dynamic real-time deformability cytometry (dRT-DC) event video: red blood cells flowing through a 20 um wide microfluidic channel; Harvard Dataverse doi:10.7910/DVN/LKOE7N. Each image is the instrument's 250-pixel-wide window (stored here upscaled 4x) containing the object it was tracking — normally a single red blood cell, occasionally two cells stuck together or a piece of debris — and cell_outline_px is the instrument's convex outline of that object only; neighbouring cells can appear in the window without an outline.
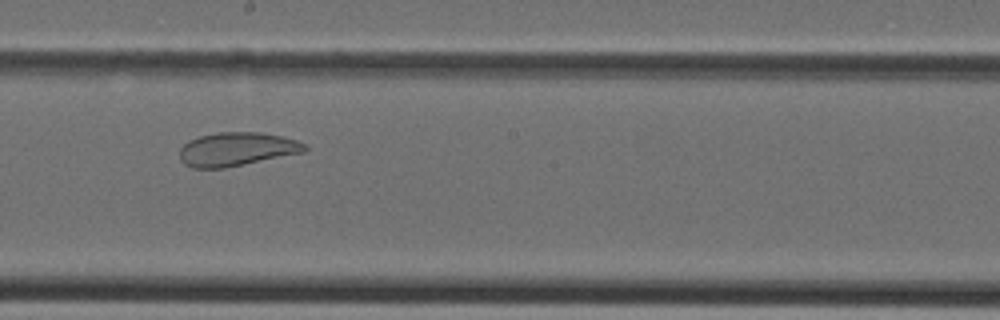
{"species": "Egyptian fruit bat (a non-hibernating species)", "species_latin": "Rousettus aegyptiacus", "temperature_condition": "cold", "stored_images_in_passage": 39, "camera_frame_rate_fps": 3000, "um_per_image_px": 0.085, "animal": {"sex": "female"}, "frame": {"image": 1, "passage_image": 21, "time_ms": 6.667, "image_size_px": [1000, 320], "cell_outline_px": [[308, 148], [304, 152], [224, 168], [192, 168], [184, 164], [180, 160], [180, 148], [188, 140], [200, 136], [216, 132], [260, 132], [280, 136], [296, 140], [308, 144]], "centroid_in_image_um": [20.11, 12.68], "position_along_channel_um": 228.1, "area_um2": 24.57}}
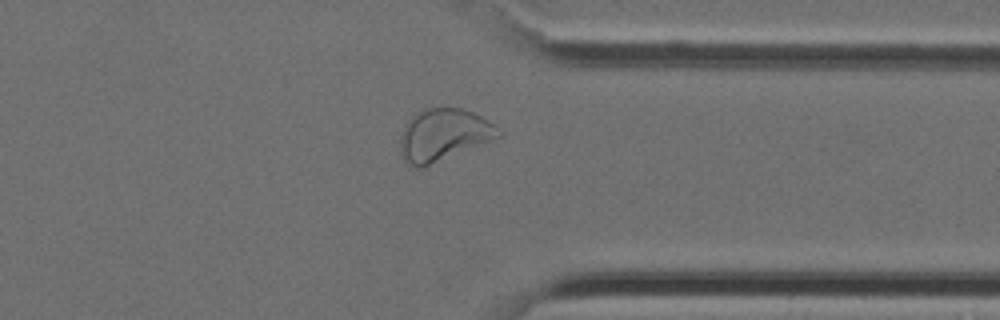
{"frame": {"image": 2, "passage_image": 30, "time_ms": 9.667, "image_size_px": [1000, 320], "cell_outline_px": [[504, 132], [500, 136], [492, 140], [424, 168], [416, 168], [408, 164], [400, 156], [400, 136], [408, 120], [412, 116], [428, 108], [464, 108], [496, 124]], "centroid_in_image_um": [37.71, 11.49], "position_along_channel_um": 373.7, "area_um2": 30.0}}
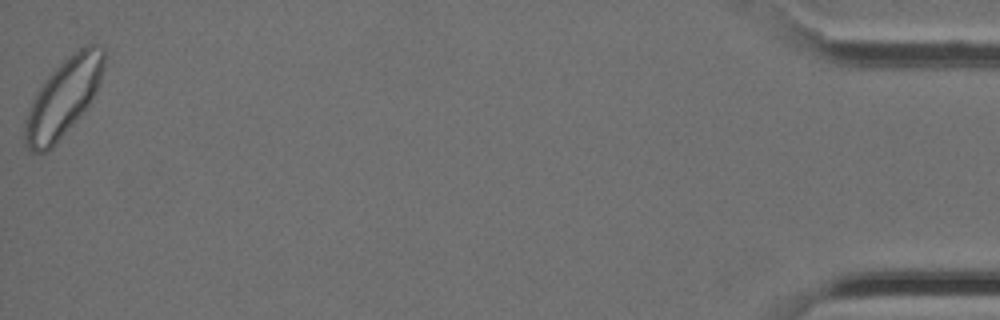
{"frame": {"image": 3, "passage_image": 39, "time_ms": 12.667, "image_size_px": [1000, 320], "cell_outline_px": [[104, 68], [96, 92], [88, 104], [56, 144], [48, 152], [32, 152], [24, 144], [24, 120], [44, 80], [68, 56], [84, 44], [96, 44], [104, 48]], "centroid_in_image_um": [5.39, 8.3], "position_along_channel_um": 429.8, "area_um2": 35.14}}